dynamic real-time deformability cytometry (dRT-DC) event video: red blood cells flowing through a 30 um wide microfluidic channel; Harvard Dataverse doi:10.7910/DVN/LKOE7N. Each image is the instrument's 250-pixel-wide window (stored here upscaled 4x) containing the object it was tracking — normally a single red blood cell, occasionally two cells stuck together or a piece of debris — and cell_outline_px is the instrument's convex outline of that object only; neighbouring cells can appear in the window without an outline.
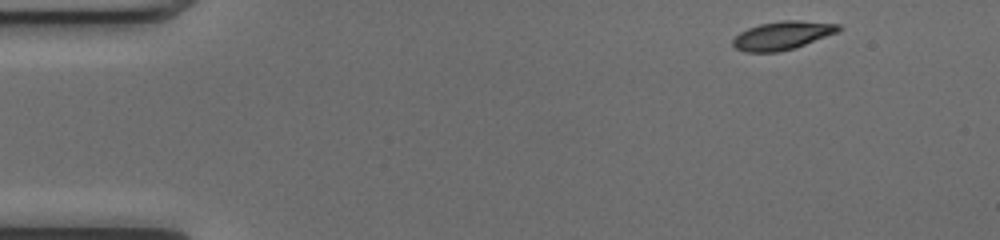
{"species": "common noctule bat (a hibernating species)", "species_latin": "Nyctalus noctula", "temperature_condition": "cold", "stored_images_in_passage": 8, "camera_frame_rate_fps": 3000, "um_per_image_px": 0.085, "animal": {"sex": "female", "body_mass_g": 17.0, "forearm_length_mm": 48.0}, "frame": {"image": 1, "passage_image": 1, "time_ms": 0.0, "image_size_px": [1000, 240], "cell_outline_px": [[844, 28], [836, 32], [796, 48], [776, 52], [744, 52], [736, 48], [732, 44], [732, 40], [740, 32], [748, 28], [760, 24], [784, 20], [800, 20], [840, 24]], "centroid_in_image_um": [66.51, 3.01], "position_along_channel_um": 18.5, "area_um2": 17.46}}